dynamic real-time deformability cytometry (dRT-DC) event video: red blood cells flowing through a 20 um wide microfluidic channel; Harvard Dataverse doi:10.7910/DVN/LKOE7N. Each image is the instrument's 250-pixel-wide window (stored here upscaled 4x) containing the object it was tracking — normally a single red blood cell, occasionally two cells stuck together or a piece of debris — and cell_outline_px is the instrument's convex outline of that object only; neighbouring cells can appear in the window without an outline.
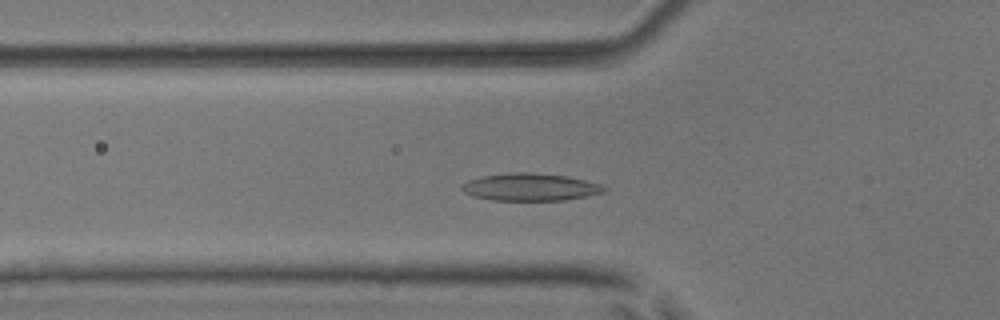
{"species": "common noctule bat (a hibernating species)", "species_latin": "Nyctalus noctula", "temperature_condition": "room temperature", "stored_images_in_passage": 49, "camera_frame_rate_fps": 3000, "um_per_image_px": 0.085, "animal": {"sex": "male", "body_mass_g": 17.9, "forearm_length_mm": 54.2}, "frame": {"image": 1, "passage_image": 15, "time_ms": 4.667, "image_size_px": [1000, 320], "cell_outline_px": [[608, 188], [604, 192], [588, 196], [564, 200], [492, 200], [472, 196], [464, 192], [460, 188], [460, 184], [468, 180], [484, 176], [516, 172], [528, 172], [568, 176], [600, 184]], "centroid_in_image_um": [45.06, 15.9], "position_along_channel_um": 80.7, "area_um2": 22.72}}
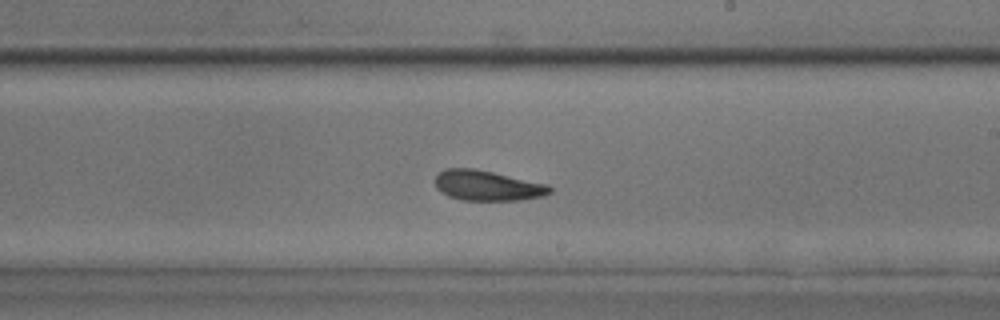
{"frame": {"image": 2, "passage_image": 28, "time_ms": 9.0, "image_size_px": [1000, 320], "cell_outline_px": [[552, 192], [544, 196], [520, 200], [460, 200], [448, 196], [440, 192], [436, 188], [436, 172], [444, 168], [476, 168], [548, 184], [552, 188]], "centroid_in_image_um": [41.41, 15.76], "position_along_channel_um": 247.6, "area_um2": 20.52}}
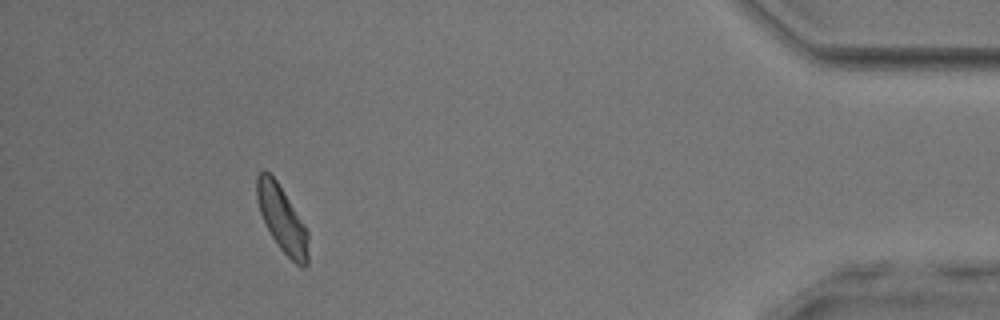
{"frame": {"image": 3, "passage_image": 45, "time_ms": 14.667, "image_size_px": [1000, 320], "cell_outline_px": [[308, 264], [304, 268], [300, 268], [280, 248], [272, 236], [260, 212], [256, 196], [256, 176], [264, 168], [276, 180], [304, 224], [308, 232]], "centroid_in_image_um": [23.98, 18.62], "position_along_channel_um": 411.2, "area_um2": 19.54}, "authors_computed_cell_mechanics": {"area_um2": 20.4612, "velocity_mm_per_s": 3.866, "shape_relaxation_time_tau1_ms": 3.7113, "shape_relaxation_time_tau2_ms": 2.2603, "deformation_change_tau1": 0.1029, "deformation_change_tau2": 0.0765}}